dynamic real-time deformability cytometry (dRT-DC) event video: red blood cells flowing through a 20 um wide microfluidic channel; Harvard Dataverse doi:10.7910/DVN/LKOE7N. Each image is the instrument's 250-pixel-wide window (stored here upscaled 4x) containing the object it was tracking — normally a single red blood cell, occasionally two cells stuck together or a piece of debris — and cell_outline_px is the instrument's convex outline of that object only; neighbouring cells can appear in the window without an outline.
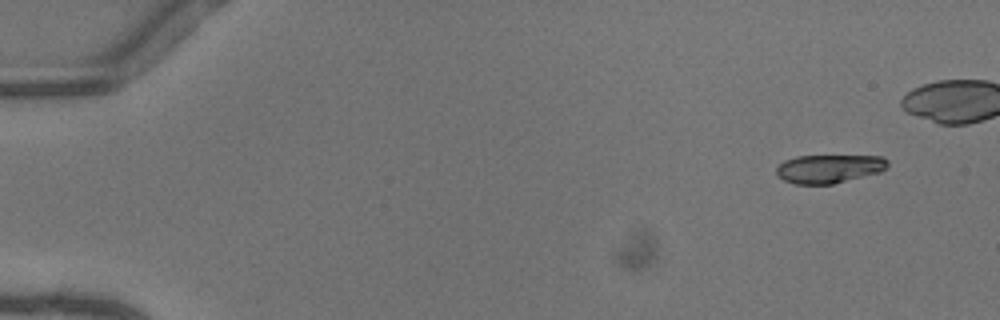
{"species": "common noctule bat (a hibernating species)", "species_latin": "Nyctalus noctula", "temperature_condition": "warm", "stored_images_in_passage": 7, "camera_frame_rate_fps": 3000, "um_per_image_px": 0.085, "animal": {"sex": "female"}, "frame": {"image": 1, "passage_image": 1, "time_ms": 0.0, "image_size_px": [1000, 320], "cell_outline_px": [[888, 164], [880, 172], [832, 184], [796, 184], [784, 180], [776, 172], [776, 168], [784, 160], [796, 156], [884, 156], [888, 160]], "centroid_in_image_um": [70.47, 14.33], "position_along_channel_um": 14.5, "area_um2": 18.32}}